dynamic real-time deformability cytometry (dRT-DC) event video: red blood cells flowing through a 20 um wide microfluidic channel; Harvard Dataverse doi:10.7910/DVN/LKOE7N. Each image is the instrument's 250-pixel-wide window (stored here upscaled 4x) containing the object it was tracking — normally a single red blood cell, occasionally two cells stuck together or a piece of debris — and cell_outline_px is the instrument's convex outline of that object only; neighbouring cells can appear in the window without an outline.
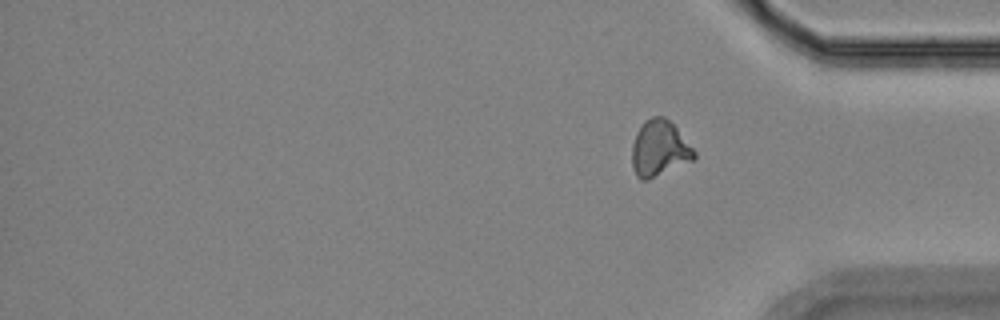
{"species": "Egyptian fruit bat (a non-hibernating species)", "species_latin": "Rousettus aegyptiacus", "temperature_condition": "room temperature", "stored_images_in_passage": 18, "segment_of_instrument_passage": [2, 2], "camera_frame_rate_fps": 3000, "um_per_image_px": 0.085, "animal": {"sex": "female"}, "frame": {"image": 1, "passage_image": 18, "time_ms": 19.667, "image_size_px": [1000, 320], "cell_outline_px": [[696, 156], [692, 160], [648, 180], [640, 180], [636, 176], [632, 168], [632, 144], [636, 132], [644, 120], [652, 116], [664, 116], [676, 128], [696, 152]], "centroid_in_image_um": [56.0, 12.62], "position_along_channel_um": 379.2, "area_um2": 20.17}}